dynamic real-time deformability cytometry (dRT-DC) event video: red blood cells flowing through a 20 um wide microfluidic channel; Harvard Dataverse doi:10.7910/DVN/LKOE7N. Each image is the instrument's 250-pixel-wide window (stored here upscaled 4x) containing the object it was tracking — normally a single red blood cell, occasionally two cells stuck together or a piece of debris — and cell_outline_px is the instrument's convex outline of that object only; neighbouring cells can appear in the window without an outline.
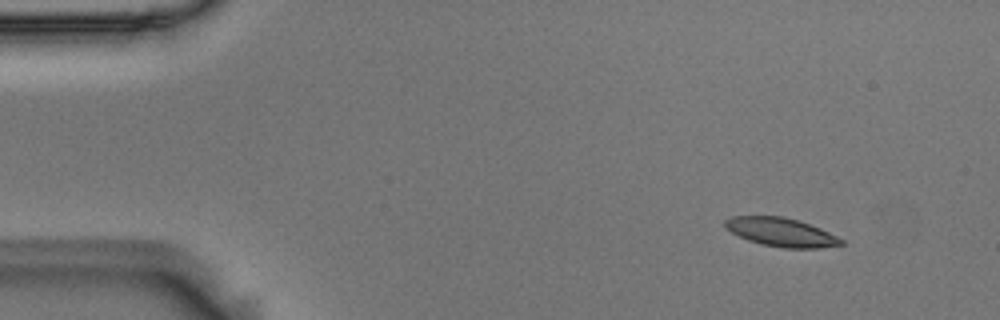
{"species": "Egyptian fruit bat (a non-hibernating species)", "species_latin": "Rousettus aegyptiacus", "temperature_condition": "room temperature", "stored_images_in_passage": 4, "camera_frame_rate_fps": 3000, "um_per_image_px": 0.085, "animal": {"sex": "male"}, "frame": {"image": 1, "passage_image": 1, "time_ms": 0.0, "image_size_px": [1000, 320], "cell_outline_px": [[844, 244], [820, 248], [784, 248], [760, 244], [748, 240], [724, 228], [724, 220], [732, 216], [784, 216], [820, 228], [844, 240]], "centroid_in_image_um": [66.37, 19.74], "position_along_channel_um": 18.6, "area_um2": 19.31}}
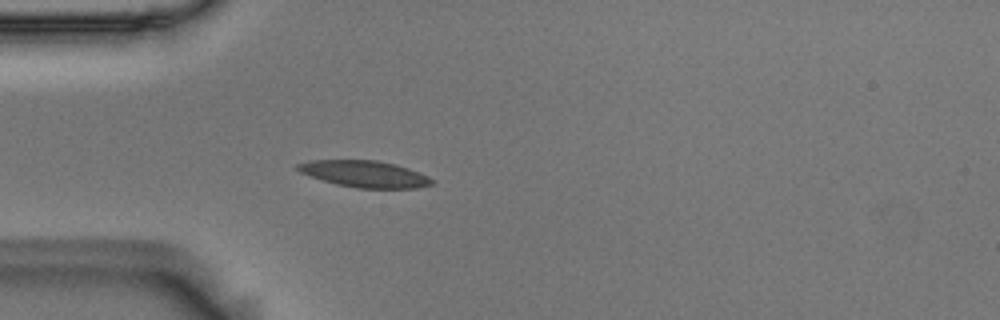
{"frame": {"image": 2, "passage_image": 4, "time_ms": 1.0, "image_size_px": [1000, 320], "cell_outline_px": [[436, 180], [432, 184], [416, 188], [356, 188], [336, 184], [300, 172], [296, 168], [296, 164], [308, 160], [376, 160], [396, 164], [420, 172]], "centroid_in_image_um": [31.02, 14.78], "position_along_channel_um": 54.0, "area_um2": 20.81}}